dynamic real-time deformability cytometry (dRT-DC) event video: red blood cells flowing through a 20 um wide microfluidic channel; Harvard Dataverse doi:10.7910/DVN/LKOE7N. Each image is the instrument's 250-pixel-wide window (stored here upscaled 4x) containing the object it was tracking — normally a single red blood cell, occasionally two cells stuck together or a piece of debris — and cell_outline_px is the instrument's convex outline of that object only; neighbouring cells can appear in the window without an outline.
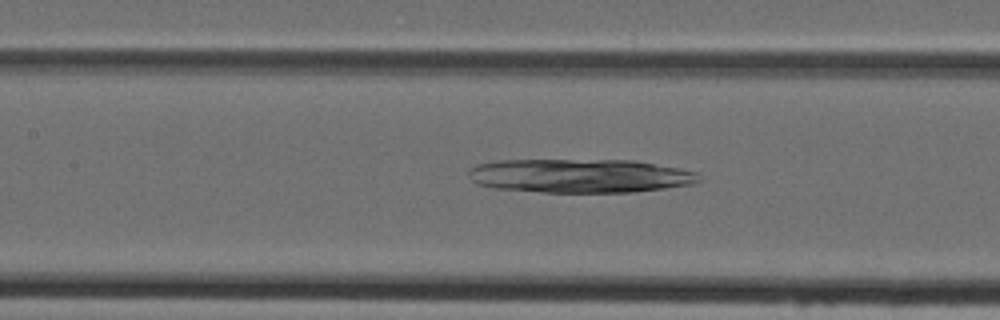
{"species": "Egyptian fruit bat (a non-hibernating species)", "species_latin": "Rousettus aegyptiacus", "temperature_condition": "cold", "stored_images_in_passage": 46, "camera_frame_rate_fps": 3000, "um_per_image_px": 0.085, "animal": {"sex": "female"}, "frame": {"image": 1, "passage_image": 21, "time_ms": 6.667, "image_size_px": [1000, 320], "cell_outline_px": [[700, 180], [692, 184], [636, 192], [544, 192], [492, 188], [476, 184], [472, 180], [468, 172], [468, 168], [476, 164], [496, 160], [632, 160], [680, 168], [696, 172]], "centroid_in_image_um": [49.24, 14.94], "position_along_channel_um": 158.2, "area_um2": 45.6}}
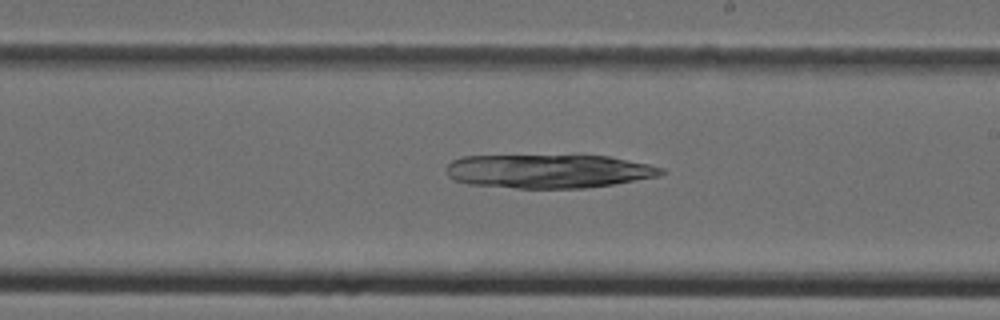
{"frame": {"image": 2, "passage_image": 27, "time_ms": 8.667, "image_size_px": [1000, 320], "cell_outline_px": [[664, 172], [660, 176], [612, 184], [584, 188], [516, 188], [468, 184], [456, 180], [448, 176], [444, 168], [452, 160], [464, 156], [612, 156], [648, 164], [664, 168]], "centroid_in_image_um": [46.62, 14.55], "position_along_channel_um": 242.4, "area_um2": 42.19}}
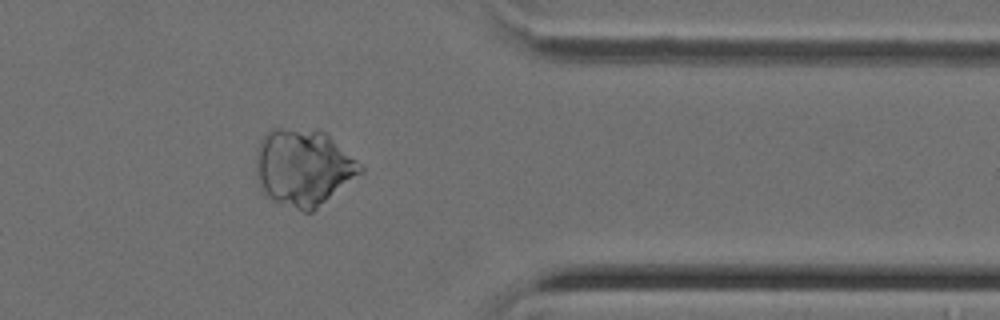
{"frame": {"image": 3, "passage_image": 38, "time_ms": 12.333, "image_size_px": [1000, 320], "cell_outline_px": [[364, 172], [312, 212], [304, 212], [272, 200], [260, 188], [256, 172], [256, 156], [260, 140], [272, 128], [320, 128], [356, 160], [364, 168]], "centroid_in_image_um": [25.78, 14.22], "position_along_channel_um": 385.6, "area_um2": 46.82}}